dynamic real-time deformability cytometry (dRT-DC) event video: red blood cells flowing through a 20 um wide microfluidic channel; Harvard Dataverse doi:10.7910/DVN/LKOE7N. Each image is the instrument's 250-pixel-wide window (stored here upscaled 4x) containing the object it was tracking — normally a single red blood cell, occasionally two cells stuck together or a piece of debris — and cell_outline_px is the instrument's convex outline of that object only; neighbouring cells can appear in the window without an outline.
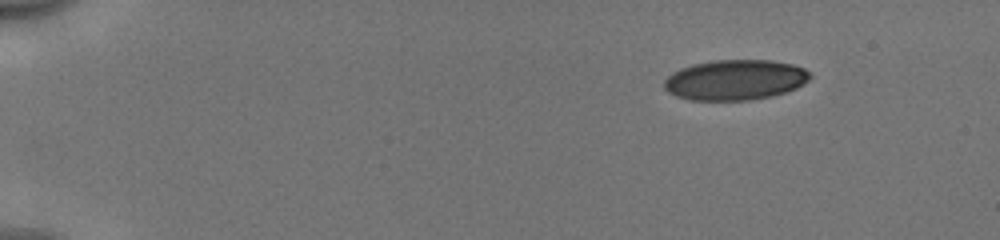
{"species": "human", "species_latin": "Homo sapiens", "temperature_condition": "cold", "stored_images_in_passage": 47, "camera_frame_rate_fps": 3000, "um_per_image_px": 0.085, "donor": {"sex": "male"}, "frame": {"image": 1, "passage_image": 1, "time_ms": 0.0, "image_size_px": [1000, 240], "cell_outline_px": [[812, 76], [804, 84], [796, 88], [772, 96], [748, 100], [688, 100], [676, 96], [668, 92], [664, 88], [664, 80], [672, 72], [680, 68], [692, 64], [716, 60], [772, 60], [792, 64], [804, 68]], "centroid_in_image_um": [62.47, 6.79], "position_along_channel_um": 22.5, "area_um2": 34.39}}
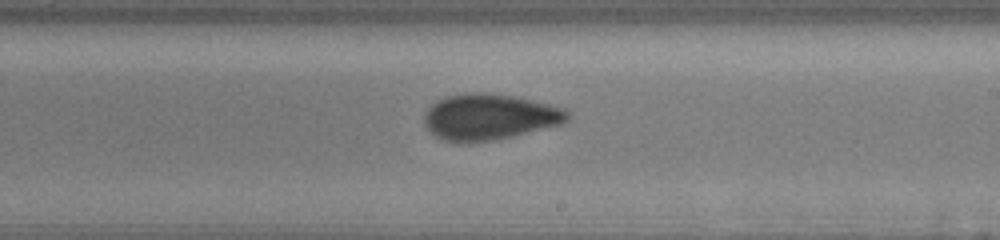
{"frame": {"image": 2, "passage_image": 27, "time_ms": 8.667, "image_size_px": [1000, 240], "cell_outline_px": [[568, 120], [560, 124], [512, 136], [492, 140], [468, 144], [460, 144], [444, 140], [436, 136], [424, 124], [424, 112], [432, 104], [448, 96], [476, 92], [484, 92], [512, 96], [532, 100], [564, 108], [568, 112]], "centroid_in_image_um": [41.56, 9.95], "position_along_channel_um": 247.4, "area_um2": 38.15}}
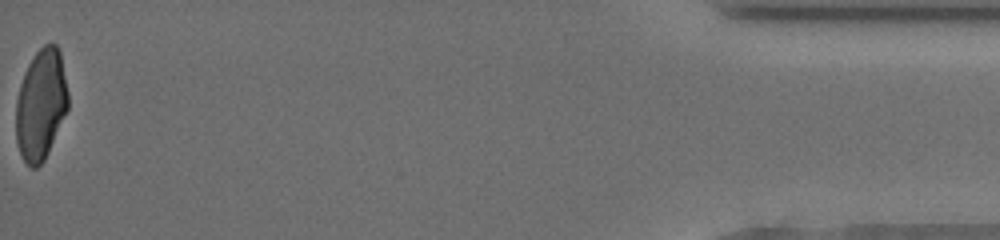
{"frame": {"image": 3, "passage_image": 47, "time_ms": 15.333, "image_size_px": [1000, 240], "cell_outline_px": [[68, 108], [48, 152], [44, 160], [36, 168], [32, 168], [24, 160], [16, 144], [16, 100], [20, 84], [24, 72], [28, 64], [36, 52], [44, 44], [56, 44], [60, 52], [68, 92]], "centroid_in_image_um": [3.47, 8.88], "position_along_channel_um": 431.7, "area_um2": 33.52}, "authors_computed_cell_mechanics": {"area_um2": 36.6452, "velocity_mm_per_s": 3.9902, "shape_relaxation_time_tau1_ms": 6.7462, "shape_relaxation_time_tau2_ms": 1.0572, "deformation_change_tau1": 0.1631, "deformation_change_tau2": 0.0542}}